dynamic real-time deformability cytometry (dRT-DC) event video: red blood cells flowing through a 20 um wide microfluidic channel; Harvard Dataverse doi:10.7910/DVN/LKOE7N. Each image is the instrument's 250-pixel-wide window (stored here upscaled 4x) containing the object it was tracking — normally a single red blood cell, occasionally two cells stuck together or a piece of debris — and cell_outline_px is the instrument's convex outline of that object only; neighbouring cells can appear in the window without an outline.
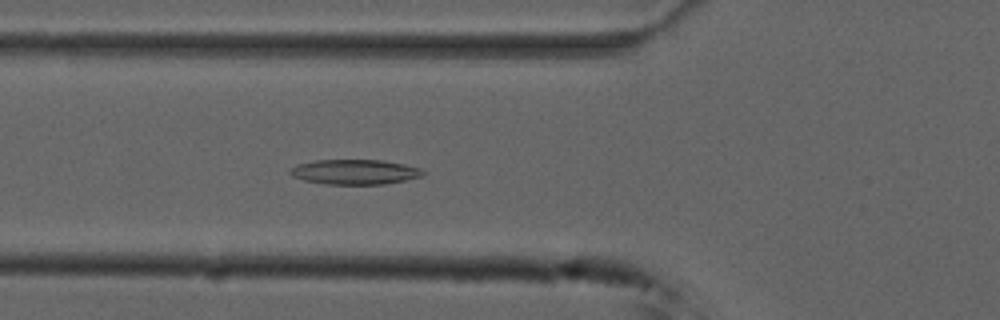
{"species": "common noctule bat (a hibernating species)", "species_latin": "Nyctalus noctula", "temperature_condition": "cold", "stored_images_in_passage": 55, "camera_frame_rate_fps": 3000, "um_per_image_px": 0.085, "animal": {"sex": "male", "forearm_length_mm": 52.5}, "frame": {"image": 1, "passage_image": 20, "time_ms": 6.333, "image_size_px": [1000, 320], "cell_outline_px": [[424, 176], [384, 184], [324, 184], [304, 180], [292, 176], [288, 172], [288, 168], [296, 164], [316, 160], [384, 160], [404, 164], [420, 168], [424, 172]], "centroid_in_image_um": [30.11, 14.61], "position_along_channel_um": 95.7, "area_um2": 19.42}}
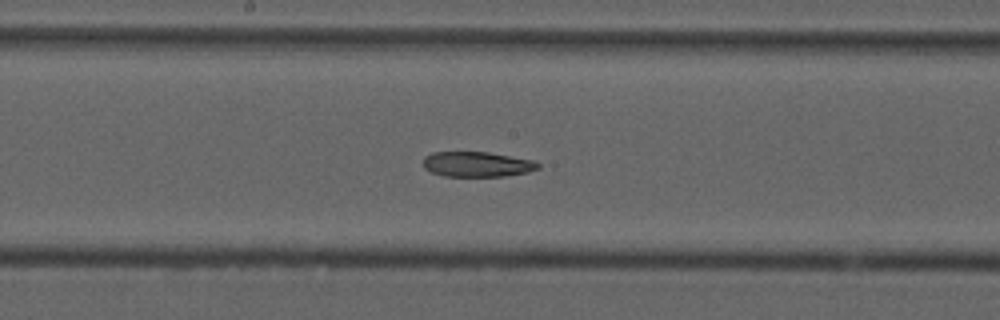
{"frame": {"image": 2, "passage_image": 29, "time_ms": 9.333, "image_size_px": [1000, 320], "cell_outline_px": [[540, 168], [528, 172], [504, 176], [444, 176], [432, 172], [424, 168], [424, 156], [432, 152], [488, 152], [532, 160], [540, 164]], "centroid_in_image_um": [40.55, 13.96], "position_along_channel_um": 207.7, "area_um2": 16.76}}
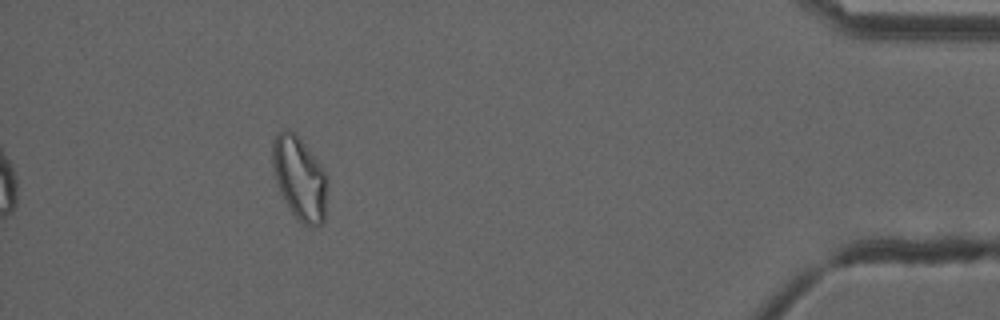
{"frame": {"image": 3, "passage_image": 50, "time_ms": 16.333, "image_size_px": [1000, 320], "cell_outline_px": [[324, 220], [316, 228], [312, 228], [304, 224], [292, 212], [284, 200], [280, 192], [276, 180], [272, 164], [272, 140], [276, 132], [284, 128], [288, 128], [296, 132], [316, 160], [324, 172]], "centroid_in_image_um": [25.39, 15.08], "position_along_channel_um": 409.8, "area_um2": 26.07}, "authors_computed_cell_mechanics": {"area_um2": 20.9236, "velocity_mm_per_s": 3.7226, "shape_relaxation_time_tau1_ms": null, "shape_relaxation_time_tau2_ms": 8.3896, "deformation_change_tau1": null, "deformation_change_tau2": 0.1712}}